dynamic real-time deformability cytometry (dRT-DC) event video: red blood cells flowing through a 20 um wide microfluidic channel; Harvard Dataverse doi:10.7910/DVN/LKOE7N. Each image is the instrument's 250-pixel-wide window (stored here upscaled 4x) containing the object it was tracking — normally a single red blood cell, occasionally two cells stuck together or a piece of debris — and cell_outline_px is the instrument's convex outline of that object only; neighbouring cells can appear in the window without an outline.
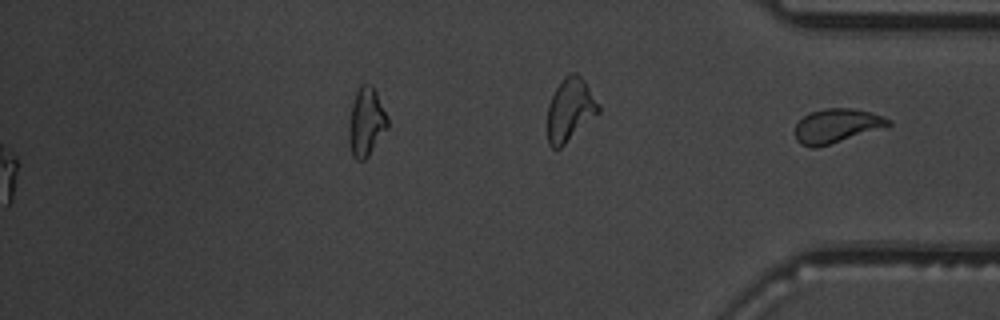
{"species": "common noctule bat (a hibernating species)", "species_latin": "Nyctalus noctula", "temperature_condition": "warm", "stored_images_in_passage": 56, "segment_of_instrument_passage": [2, 2], "camera_frame_rate_fps": 3000, "um_per_image_px": 0.085, "animal": {"sex": "male", "body_mass_g": 19.5, "forearm_length_mm": 54.6}, "frame": {"image": 1, "passage_image": 56, "time_ms": 18.333, "image_size_px": [1000, 320], "cell_outline_px": [[892, 124], [816, 148], [812, 148], [800, 144], [796, 140], [796, 124], [808, 112], [824, 108], [852, 108], [884, 116], [892, 120]], "centroid_in_image_um": [71.07, 10.68], "position_along_channel_um": 364.1, "area_um2": 18.21}}